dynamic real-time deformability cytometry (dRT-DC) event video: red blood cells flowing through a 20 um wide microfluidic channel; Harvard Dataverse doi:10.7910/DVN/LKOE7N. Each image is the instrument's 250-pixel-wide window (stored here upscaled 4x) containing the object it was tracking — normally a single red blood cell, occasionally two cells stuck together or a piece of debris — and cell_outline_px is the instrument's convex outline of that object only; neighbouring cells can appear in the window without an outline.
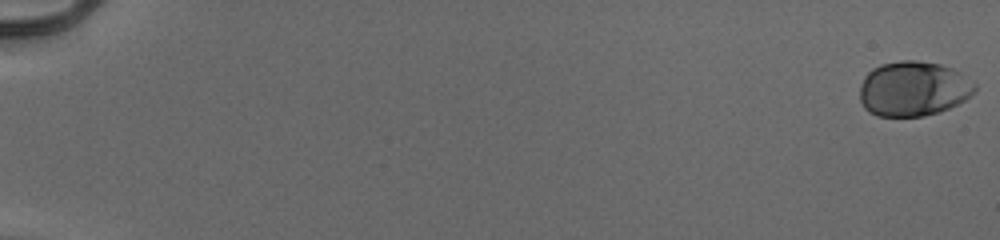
{"species": "human", "species_latin": "Homo sapiens", "temperature_condition": "cold", "stored_images_in_passage": 56, "camera_frame_rate_fps": 3000, "um_per_image_px": 0.085, "donor": {"sex": "male"}, "frame": {"image": 1, "passage_image": 1, "time_ms": 0.0, "image_size_px": [1000, 240], "cell_outline_px": [[976, 92], [964, 100], [940, 112], [924, 116], [876, 116], [868, 112], [864, 108], [860, 100], [860, 84], [864, 76], [872, 68], [880, 64], [900, 60], [916, 60], [940, 64], [952, 68], [960, 72], [976, 84]], "centroid_in_image_um": [77.62, 7.54], "position_along_channel_um": 7.4, "area_um2": 37.17}}
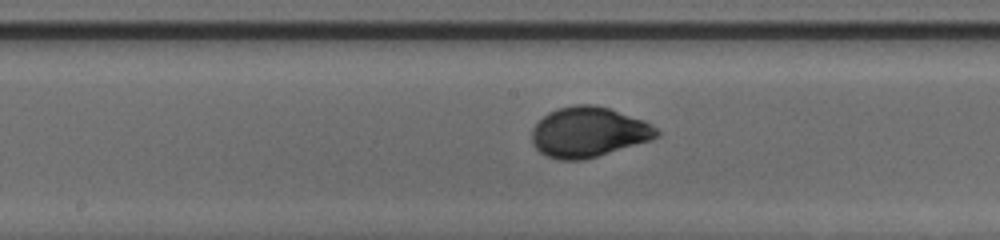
{"frame": {"image": 2, "passage_image": 32, "time_ms": 10.333, "image_size_px": [1000, 240], "cell_outline_px": [[660, 136], [652, 140], [584, 160], [560, 160], [548, 156], [540, 152], [532, 144], [532, 128], [548, 112], [556, 108], [576, 104], [592, 104], [608, 108], [644, 120], [652, 124], [660, 132]], "centroid_in_image_um": [50.04, 11.23], "position_along_channel_um": 198.2, "area_um2": 36.65}}
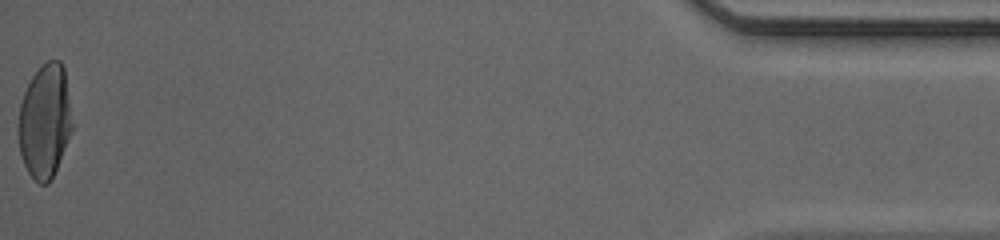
{"frame": {"image": 3, "passage_image": 56, "time_ms": 18.333, "image_size_px": [1000, 240], "cell_outline_px": [[76, 124], [56, 168], [48, 184], [40, 184], [28, 172], [24, 164], [20, 152], [20, 104], [24, 92], [32, 76], [48, 60], [60, 60], [64, 68]], "centroid_in_image_um": [3.89, 10.27], "position_along_channel_um": 431.3, "area_um2": 35.84}, "authors_computed_cell_mechanics": {"area_um2": 35.6048, "velocity_mm_per_s": 3.9382, "shape_relaxation_time_tau1_ms": 3.3526, "shape_relaxation_time_tau2_ms": null, "deformation_change_tau1": 0.1355, "deformation_change_tau2": null}}